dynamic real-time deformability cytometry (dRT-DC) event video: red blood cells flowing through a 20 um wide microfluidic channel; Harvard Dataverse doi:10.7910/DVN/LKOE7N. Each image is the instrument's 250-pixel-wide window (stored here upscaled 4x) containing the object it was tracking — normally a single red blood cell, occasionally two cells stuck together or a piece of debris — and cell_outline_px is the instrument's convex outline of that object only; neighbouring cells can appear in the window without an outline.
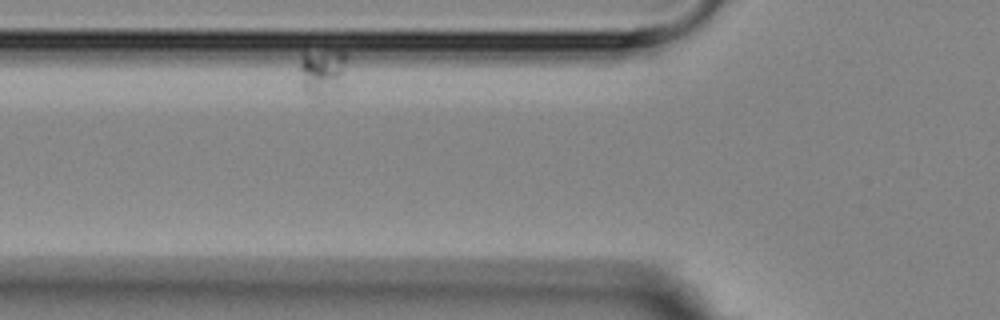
{"species": "Egyptian fruit bat (a non-hibernating species)", "species_latin": "Rousettus aegyptiacus", "temperature_condition": "room temperature", "stored_images_in_passage": 14, "camera_frame_rate_fps": 3000, "um_per_image_px": 0.085, "animal": {"sex": "female"}, "frame": {"image": 1, "passage_image": 3, "time_ms": 2.0, "image_size_px": [1000, 320], "cell_outline_px": [[348, 56], [340, 76], [324, 96], [312, 96], [304, 88], [300, 68], [300, 60], [304, 52], [348, 52]], "centroid_in_image_um": [27.32, 6.01], "position_along_channel_um": 98.5, "area_um2": 11.5}}